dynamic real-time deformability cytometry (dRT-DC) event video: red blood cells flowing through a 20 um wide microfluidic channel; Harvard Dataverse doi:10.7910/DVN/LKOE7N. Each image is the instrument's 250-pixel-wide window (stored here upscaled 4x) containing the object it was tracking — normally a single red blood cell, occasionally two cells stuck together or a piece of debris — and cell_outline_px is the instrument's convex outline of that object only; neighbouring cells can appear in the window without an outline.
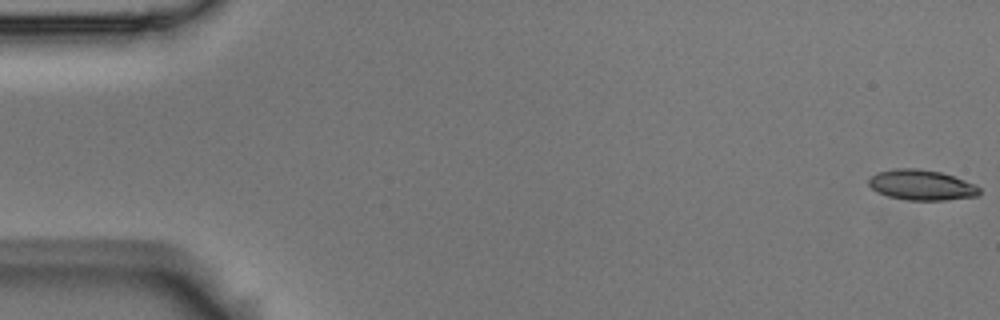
{"species": "Egyptian fruit bat (a non-hibernating species)", "species_latin": "Rousettus aegyptiacus", "temperature_condition": "room temperature", "stored_images_in_passage": 17, "camera_frame_rate_fps": 3000, "um_per_image_px": 0.085, "animal": {"sex": "male"}, "frame": {"image": 1, "passage_image": 1, "time_ms": 0.0, "image_size_px": [1000, 320], "cell_outline_px": [[980, 196], [944, 200], [908, 200], [888, 196], [876, 192], [868, 184], [868, 180], [876, 172], [900, 168], [916, 168], [940, 172], [976, 184], [980, 188]], "centroid_in_image_um": [78.34, 15.73], "position_along_channel_um": 6.7, "area_um2": 19.59}}